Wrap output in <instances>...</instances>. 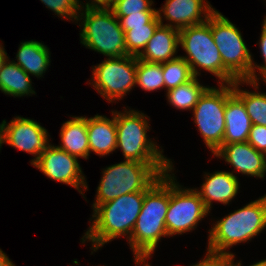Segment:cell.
<instances>
[{
	"instance_id": "1",
	"label": "cell",
	"mask_w": 266,
	"mask_h": 266,
	"mask_svg": "<svg viewBox=\"0 0 266 266\" xmlns=\"http://www.w3.org/2000/svg\"><path fill=\"white\" fill-rule=\"evenodd\" d=\"M146 191L124 194L93 209L90 227L80 241L91 242V254L116 238L130 239Z\"/></svg>"
},
{
	"instance_id": "2",
	"label": "cell",
	"mask_w": 266,
	"mask_h": 266,
	"mask_svg": "<svg viewBox=\"0 0 266 266\" xmlns=\"http://www.w3.org/2000/svg\"><path fill=\"white\" fill-rule=\"evenodd\" d=\"M168 206L169 172L145 192L141 212L127 242L134 257H152L161 238L168 237L165 224Z\"/></svg>"
},
{
	"instance_id": "3",
	"label": "cell",
	"mask_w": 266,
	"mask_h": 266,
	"mask_svg": "<svg viewBox=\"0 0 266 266\" xmlns=\"http://www.w3.org/2000/svg\"><path fill=\"white\" fill-rule=\"evenodd\" d=\"M207 251L232 256L234 245L247 243L266 228V194L212 224ZM229 249V250H228Z\"/></svg>"
},
{
	"instance_id": "4",
	"label": "cell",
	"mask_w": 266,
	"mask_h": 266,
	"mask_svg": "<svg viewBox=\"0 0 266 266\" xmlns=\"http://www.w3.org/2000/svg\"><path fill=\"white\" fill-rule=\"evenodd\" d=\"M173 164H146L133 160L103 168L92 209L124 194L148 190L162 175L175 169Z\"/></svg>"
},
{
	"instance_id": "5",
	"label": "cell",
	"mask_w": 266,
	"mask_h": 266,
	"mask_svg": "<svg viewBox=\"0 0 266 266\" xmlns=\"http://www.w3.org/2000/svg\"><path fill=\"white\" fill-rule=\"evenodd\" d=\"M115 111L117 130V147L121 149L125 160H133L146 164H173L171 159L163 155L162 146L149 139L150 117L138 110L123 109ZM161 148V149H160Z\"/></svg>"
},
{
	"instance_id": "6",
	"label": "cell",
	"mask_w": 266,
	"mask_h": 266,
	"mask_svg": "<svg viewBox=\"0 0 266 266\" xmlns=\"http://www.w3.org/2000/svg\"><path fill=\"white\" fill-rule=\"evenodd\" d=\"M78 22L80 43L86 48L107 58L127 55L124 30L109 7L81 8Z\"/></svg>"
},
{
	"instance_id": "7",
	"label": "cell",
	"mask_w": 266,
	"mask_h": 266,
	"mask_svg": "<svg viewBox=\"0 0 266 266\" xmlns=\"http://www.w3.org/2000/svg\"><path fill=\"white\" fill-rule=\"evenodd\" d=\"M179 46L186 53L182 57L189 65L193 76L201 70L208 71L218 79V84H233L237 79L224 67L220 52L211 32V16L202 24L179 30Z\"/></svg>"
},
{
	"instance_id": "8",
	"label": "cell",
	"mask_w": 266,
	"mask_h": 266,
	"mask_svg": "<svg viewBox=\"0 0 266 266\" xmlns=\"http://www.w3.org/2000/svg\"><path fill=\"white\" fill-rule=\"evenodd\" d=\"M211 32L224 67L237 80H252V54L236 25L216 10L211 15Z\"/></svg>"
},
{
	"instance_id": "9",
	"label": "cell",
	"mask_w": 266,
	"mask_h": 266,
	"mask_svg": "<svg viewBox=\"0 0 266 266\" xmlns=\"http://www.w3.org/2000/svg\"><path fill=\"white\" fill-rule=\"evenodd\" d=\"M209 87L193 108L192 120L212 155L223 145L227 99L234 93L233 84Z\"/></svg>"
},
{
	"instance_id": "10",
	"label": "cell",
	"mask_w": 266,
	"mask_h": 266,
	"mask_svg": "<svg viewBox=\"0 0 266 266\" xmlns=\"http://www.w3.org/2000/svg\"><path fill=\"white\" fill-rule=\"evenodd\" d=\"M172 172L174 169L169 171V206L165 217L168 237L192 232L210 213L194 188L180 185Z\"/></svg>"
},
{
	"instance_id": "11",
	"label": "cell",
	"mask_w": 266,
	"mask_h": 266,
	"mask_svg": "<svg viewBox=\"0 0 266 266\" xmlns=\"http://www.w3.org/2000/svg\"><path fill=\"white\" fill-rule=\"evenodd\" d=\"M136 67V56L105 58L101 63L92 66L89 84L108 103L119 101L136 86Z\"/></svg>"
},
{
	"instance_id": "12",
	"label": "cell",
	"mask_w": 266,
	"mask_h": 266,
	"mask_svg": "<svg viewBox=\"0 0 266 266\" xmlns=\"http://www.w3.org/2000/svg\"><path fill=\"white\" fill-rule=\"evenodd\" d=\"M48 131L34 119L13 117L0 123V150L4 143L33 155L32 165L50 144Z\"/></svg>"
},
{
	"instance_id": "13",
	"label": "cell",
	"mask_w": 266,
	"mask_h": 266,
	"mask_svg": "<svg viewBox=\"0 0 266 266\" xmlns=\"http://www.w3.org/2000/svg\"><path fill=\"white\" fill-rule=\"evenodd\" d=\"M32 166L49 179L77 189L85 199L88 184L77 157L50 143Z\"/></svg>"
},
{
	"instance_id": "14",
	"label": "cell",
	"mask_w": 266,
	"mask_h": 266,
	"mask_svg": "<svg viewBox=\"0 0 266 266\" xmlns=\"http://www.w3.org/2000/svg\"><path fill=\"white\" fill-rule=\"evenodd\" d=\"M215 11L207 0H166L156 15L162 25L180 30L206 22Z\"/></svg>"
},
{
	"instance_id": "15",
	"label": "cell",
	"mask_w": 266,
	"mask_h": 266,
	"mask_svg": "<svg viewBox=\"0 0 266 266\" xmlns=\"http://www.w3.org/2000/svg\"><path fill=\"white\" fill-rule=\"evenodd\" d=\"M213 155L224 159L239 174L265 179L264 153L257 151L248 142L223 144Z\"/></svg>"
},
{
	"instance_id": "16",
	"label": "cell",
	"mask_w": 266,
	"mask_h": 266,
	"mask_svg": "<svg viewBox=\"0 0 266 266\" xmlns=\"http://www.w3.org/2000/svg\"><path fill=\"white\" fill-rule=\"evenodd\" d=\"M234 170L205 172L201 188H194L210 212L213 202L228 205L237 196L240 189L239 178Z\"/></svg>"
},
{
	"instance_id": "17",
	"label": "cell",
	"mask_w": 266,
	"mask_h": 266,
	"mask_svg": "<svg viewBox=\"0 0 266 266\" xmlns=\"http://www.w3.org/2000/svg\"><path fill=\"white\" fill-rule=\"evenodd\" d=\"M178 48L179 30L160 24L137 58L142 61L162 64L177 58L179 56L177 55Z\"/></svg>"
},
{
	"instance_id": "18",
	"label": "cell",
	"mask_w": 266,
	"mask_h": 266,
	"mask_svg": "<svg viewBox=\"0 0 266 266\" xmlns=\"http://www.w3.org/2000/svg\"><path fill=\"white\" fill-rule=\"evenodd\" d=\"M112 118L105 115L87 117L88 143L91 152L98 156H109L117 147V130L114 110Z\"/></svg>"
},
{
	"instance_id": "19",
	"label": "cell",
	"mask_w": 266,
	"mask_h": 266,
	"mask_svg": "<svg viewBox=\"0 0 266 266\" xmlns=\"http://www.w3.org/2000/svg\"><path fill=\"white\" fill-rule=\"evenodd\" d=\"M252 125L244 103L233 93L226 101L223 144L247 142Z\"/></svg>"
},
{
	"instance_id": "20",
	"label": "cell",
	"mask_w": 266,
	"mask_h": 266,
	"mask_svg": "<svg viewBox=\"0 0 266 266\" xmlns=\"http://www.w3.org/2000/svg\"><path fill=\"white\" fill-rule=\"evenodd\" d=\"M65 121L60 130L61 144L57 147L77 158L89 159L87 117L72 116Z\"/></svg>"
},
{
	"instance_id": "21",
	"label": "cell",
	"mask_w": 266,
	"mask_h": 266,
	"mask_svg": "<svg viewBox=\"0 0 266 266\" xmlns=\"http://www.w3.org/2000/svg\"><path fill=\"white\" fill-rule=\"evenodd\" d=\"M44 43L30 40L19 44L16 59L12 60L20 66L29 76L42 78L51 65V52Z\"/></svg>"
},
{
	"instance_id": "22",
	"label": "cell",
	"mask_w": 266,
	"mask_h": 266,
	"mask_svg": "<svg viewBox=\"0 0 266 266\" xmlns=\"http://www.w3.org/2000/svg\"><path fill=\"white\" fill-rule=\"evenodd\" d=\"M30 76L16 63L8 59L0 69V91L13 97L36 94Z\"/></svg>"
},
{
	"instance_id": "23",
	"label": "cell",
	"mask_w": 266,
	"mask_h": 266,
	"mask_svg": "<svg viewBox=\"0 0 266 266\" xmlns=\"http://www.w3.org/2000/svg\"><path fill=\"white\" fill-rule=\"evenodd\" d=\"M242 85L254 87V91L240 88ZM259 81L237 80L233 83L234 94L244 103L253 125L266 126V92H259ZM257 90V91H256Z\"/></svg>"
},
{
	"instance_id": "24",
	"label": "cell",
	"mask_w": 266,
	"mask_h": 266,
	"mask_svg": "<svg viewBox=\"0 0 266 266\" xmlns=\"http://www.w3.org/2000/svg\"><path fill=\"white\" fill-rule=\"evenodd\" d=\"M209 87L200 84L198 77L194 76L188 82L167 91V101L177 110L190 111Z\"/></svg>"
},
{
	"instance_id": "25",
	"label": "cell",
	"mask_w": 266,
	"mask_h": 266,
	"mask_svg": "<svg viewBox=\"0 0 266 266\" xmlns=\"http://www.w3.org/2000/svg\"><path fill=\"white\" fill-rule=\"evenodd\" d=\"M136 85L148 92L164 89L162 64L137 58Z\"/></svg>"
},
{
	"instance_id": "26",
	"label": "cell",
	"mask_w": 266,
	"mask_h": 266,
	"mask_svg": "<svg viewBox=\"0 0 266 266\" xmlns=\"http://www.w3.org/2000/svg\"><path fill=\"white\" fill-rule=\"evenodd\" d=\"M160 24L156 15L148 24L126 30L124 33L127 55L138 57Z\"/></svg>"
},
{
	"instance_id": "27",
	"label": "cell",
	"mask_w": 266,
	"mask_h": 266,
	"mask_svg": "<svg viewBox=\"0 0 266 266\" xmlns=\"http://www.w3.org/2000/svg\"><path fill=\"white\" fill-rule=\"evenodd\" d=\"M162 69L166 92L194 77L190 65L180 55L175 59L162 63Z\"/></svg>"
},
{
	"instance_id": "28",
	"label": "cell",
	"mask_w": 266,
	"mask_h": 266,
	"mask_svg": "<svg viewBox=\"0 0 266 266\" xmlns=\"http://www.w3.org/2000/svg\"><path fill=\"white\" fill-rule=\"evenodd\" d=\"M152 0H113L109 8L115 16H129L141 11H156Z\"/></svg>"
},
{
	"instance_id": "29",
	"label": "cell",
	"mask_w": 266,
	"mask_h": 266,
	"mask_svg": "<svg viewBox=\"0 0 266 266\" xmlns=\"http://www.w3.org/2000/svg\"><path fill=\"white\" fill-rule=\"evenodd\" d=\"M58 17L76 22L80 12V0H40Z\"/></svg>"
},
{
	"instance_id": "30",
	"label": "cell",
	"mask_w": 266,
	"mask_h": 266,
	"mask_svg": "<svg viewBox=\"0 0 266 266\" xmlns=\"http://www.w3.org/2000/svg\"><path fill=\"white\" fill-rule=\"evenodd\" d=\"M156 16V11H141V13L130 14L129 16H116L121 28L131 30V27L144 26Z\"/></svg>"
},
{
	"instance_id": "31",
	"label": "cell",
	"mask_w": 266,
	"mask_h": 266,
	"mask_svg": "<svg viewBox=\"0 0 266 266\" xmlns=\"http://www.w3.org/2000/svg\"><path fill=\"white\" fill-rule=\"evenodd\" d=\"M260 54L263 58L264 65H258L252 58V81H260L266 78V21L263 20L260 40L258 41ZM257 70V71H256ZM259 71V73H257ZM258 74V75H257Z\"/></svg>"
},
{
	"instance_id": "32",
	"label": "cell",
	"mask_w": 266,
	"mask_h": 266,
	"mask_svg": "<svg viewBox=\"0 0 266 266\" xmlns=\"http://www.w3.org/2000/svg\"><path fill=\"white\" fill-rule=\"evenodd\" d=\"M247 142L257 151L266 152V126L252 125Z\"/></svg>"
},
{
	"instance_id": "33",
	"label": "cell",
	"mask_w": 266,
	"mask_h": 266,
	"mask_svg": "<svg viewBox=\"0 0 266 266\" xmlns=\"http://www.w3.org/2000/svg\"><path fill=\"white\" fill-rule=\"evenodd\" d=\"M228 262L229 256L207 251L202 260L191 266H227Z\"/></svg>"
},
{
	"instance_id": "34",
	"label": "cell",
	"mask_w": 266,
	"mask_h": 266,
	"mask_svg": "<svg viewBox=\"0 0 266 266\" xmlns=\"http://www.w3.org/2000/svg\"><path fill=\"white\" fill-rule=\"evenodd\" d=\"M113 0H88L86 3L81 2L80 7H109Z\"/></svg>"
},
{
	"instance_id": "35",
	"label": "cell",
	"mask_w": 266,
	"mask_h": 266,
	"mask_svg": "<svg viewBox=\"0 0 266 266\" xmlns=\"http://www.w3.org/2000/svg\"><path fill=\"white\" fill-rule=\"evenodd\" d=\"M235 257H236L235 254L232 255V256H229V262L228 263L230 264V266H241L242 265L241 261H237L236 263L234 262ZM249 266H266V259H263L261 261L255 262L254 264L249 265Z\"/></svg>"
},
{
	"instance_id": "36",
	"label": "cell",
	"mask_w": 266,
	"mask_h": 266,
	"mask_svg": "<svg viewBox=\"0 0 266 266\" xmlns=\"http://www.w3.org/2000/svg\"><path fill=\"white\" fill-rule=\"evenodd\" d=\"M0 266H16L12 260L0 249Z\"/></svg>"
},
{
	"instance_id": "37",
	"label": "cell",
	"mask_w": 266,
	"mask_h": 266,
	"mask_svg": "<svg viewBox=\"0 0 266 266\" xmlns=\"http://www.w3.org/2000/svg\"><path fill=\"white\" fill-rule=\"evenodd\" d=\"M149 258L151 257H144V256H140V257H134L135 260V265H139V266H151V264L148 262Z\"/></svg>"
},
{
	"instance_id": "38",
	"label": "cell",
	"mask_w": 266,
	"mask_h": 266,
	"mask_svg": "<svg viewBox=\"0 0 266 266\" xmlns=\"http://www.w3.org/2000/svg\"><path fill=\"white\" fill-rule=\"evenodd\" d=\"M8 59L7 56V52L4 48V46L2 45V43H0V69L3 65V63Z\"/></svg>"
}]
</instances>
